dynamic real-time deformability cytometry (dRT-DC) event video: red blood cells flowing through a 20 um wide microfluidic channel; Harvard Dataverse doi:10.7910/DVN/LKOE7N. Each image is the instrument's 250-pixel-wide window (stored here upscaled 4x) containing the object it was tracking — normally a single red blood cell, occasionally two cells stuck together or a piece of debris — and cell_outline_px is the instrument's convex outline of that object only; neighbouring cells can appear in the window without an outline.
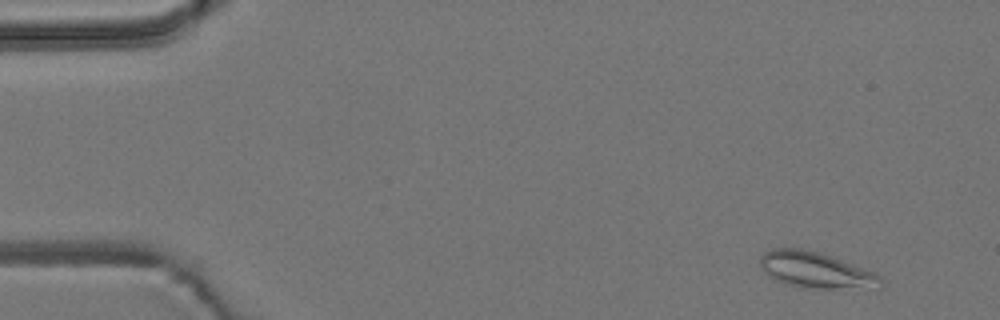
{"species": "common noctule bat (a hibernating species)", "species_latin": "Nyctalus noctula", "temperature_condition": "room temperature", "stored_images_in_passage": 6, "camera_frame_rate_fps": 3000, "um_per_image_px": 0.085, "animal": {"sex": "male", "body_mass_g": 19.2, "forearm_length_mm": 51.8}, "frame": {"image": 1, "passage_image": 1, "time_ms": 0.0, "image_size_px": [1000, 320], "cell_outline_px": [[884, 284], [880, 288], [804, 288], [788, 284], [776, 280], [768, 276], [760, 268], [760, 256], [764, 252], [772, 248], [800, 248], [820, 252], [832, 256], [872, 272], [880, 276]], "centroid_in_image_um": [69.31, 22.95], "position_along_channel_um": 15.7, "area_um2": 25.37}}
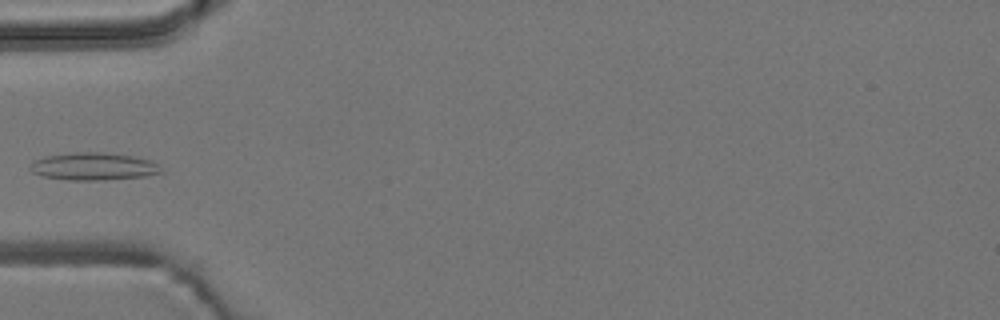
{"frame": {"image": 2, "passage_image": 5, "time_ms": 4.667, "image_size_px": [1000, 320], "cell_outline_px": [[164, 172], [144, 176], [104, 180], [68, 180], [40, 176], [32, 172], [32, 164], [36, 160], [44, 156], [76, 152], [100, 152], [132, 156], [152, 160]], "centroid_in_image_um": [7.96, 14.15], "position_along_channel_um": 77.0, "area_um2": 20.87}}